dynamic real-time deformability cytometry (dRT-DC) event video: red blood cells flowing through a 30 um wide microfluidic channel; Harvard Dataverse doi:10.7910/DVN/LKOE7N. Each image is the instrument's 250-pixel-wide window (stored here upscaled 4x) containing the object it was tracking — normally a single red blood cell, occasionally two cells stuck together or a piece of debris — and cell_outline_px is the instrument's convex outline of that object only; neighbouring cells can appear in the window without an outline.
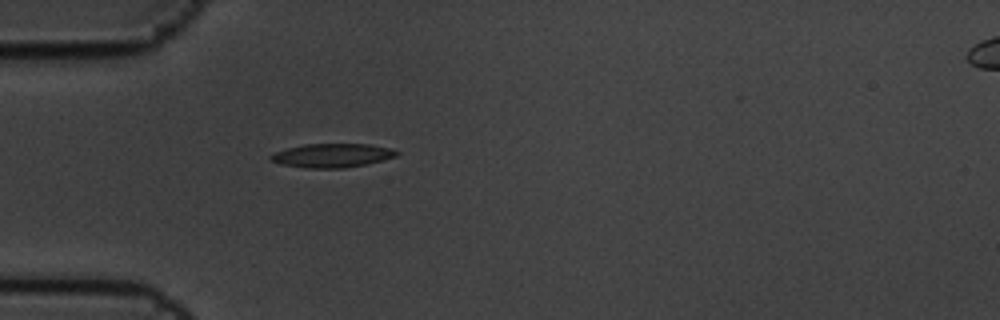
{"species": "common noctule bat (a hibernating species)", "species_latin": "Nyctalus noctula", "temperature_condition": "cold", "stored_images_in_passage": 1, "camera_frame_rate_fps": 3000, "um_per_image_px": 0.085, "animal": {"sex": "male", "body_mass_g": 19.5, "forearm_length_mm": 54.6}, "frame": {"image": 1, "passage_image": 1, "time_ms": 0.0, "image_size_px": [1000, 320], "cell_outline_px": [[400, 152], [396, 156], [384, 160], [344, 168], [304, 168], [280, 164], [272, 160], [268, 156], [276, 152], [288, 148], [304, 144], [368, 144], [392, 148]], "centroid_in_image_um": [28.25, 13.21], "position_along_channel_um": 56.7, "area_um2": 17.46}}